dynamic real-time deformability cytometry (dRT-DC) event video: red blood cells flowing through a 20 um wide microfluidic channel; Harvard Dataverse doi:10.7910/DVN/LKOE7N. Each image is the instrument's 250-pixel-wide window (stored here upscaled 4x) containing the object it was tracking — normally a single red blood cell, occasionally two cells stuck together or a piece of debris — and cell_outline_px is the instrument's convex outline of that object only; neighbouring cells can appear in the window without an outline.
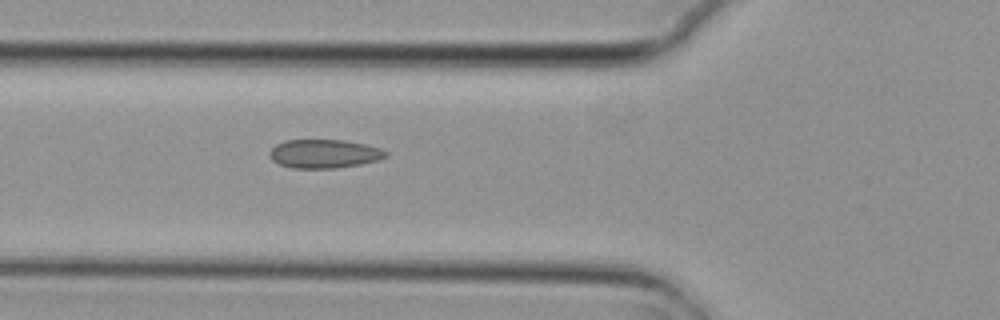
{"species": "common noctule bat (a hibernating species)", "species_latin": "Nyctalus noctula", "temperature_condition": "cold", "stored_images_in_passage": 5, "camera_frame_rate_fps": 3000, "um_per_image_px": 0.085, "animal": {"sex": "female", "body_mass_g": 29.2, "forearm_length_mm": 56.3}, "frame": {"image": 1, "passage_image": 5, "time_ms": 1.333, "image_size_px": [1000, 320], "cell_outline_px": [[388, 156], [380, 160], [360, 164], [336, 168], [292, 168], [280, 164], [272, 160], [268, 156], [268, 152], [276, 144], [284, 140], [344, 140], [364, 144], [380, 148], [388, 152]], "centroid_in_image_um": [27.55, 13.07], "position_along_channel_um": 98.2, "area_um2": 19.54}}